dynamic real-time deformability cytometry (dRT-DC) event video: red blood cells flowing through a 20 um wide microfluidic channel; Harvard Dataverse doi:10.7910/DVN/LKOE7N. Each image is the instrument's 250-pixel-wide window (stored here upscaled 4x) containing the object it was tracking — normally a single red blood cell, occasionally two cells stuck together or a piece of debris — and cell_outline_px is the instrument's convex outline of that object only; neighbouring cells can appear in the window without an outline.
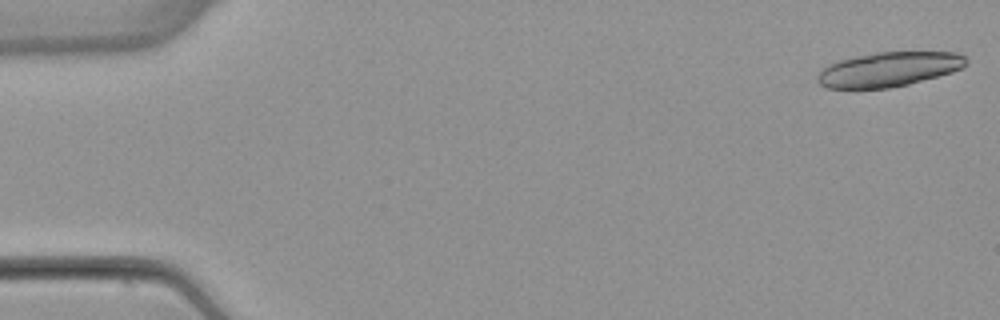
{"species": "common noctule bat (a hibernating species)", "species_latin": "Nyctalus noctula", "temperature_condition": "warm", "stored_images_in_passage": 21, "camera_frame_rate_fps": 3000, "um_per_image_px": 0.085, "animal": {"sex": "female", "body_mass_g": 22.7, "forearm_length_mm": 54.2}, "frame": {"image": 1, "passage_image": 1, "time_ms": 0.0, "image_size_px": [1000, 320], "cell_outline_px": [[968, 64], [964, 68], [952, 72], [908, 84], [888, 88], [828, 88], [820, 84], [816, 80], [816, 76], [828, 64], [836, 60], [876, 52], [956, 52], [964, 56], [968, 60]], "centroid_in_image_um": [75.56, 5.88], "position_along_channel_um": 9.4, "area_um2": 30.0}}